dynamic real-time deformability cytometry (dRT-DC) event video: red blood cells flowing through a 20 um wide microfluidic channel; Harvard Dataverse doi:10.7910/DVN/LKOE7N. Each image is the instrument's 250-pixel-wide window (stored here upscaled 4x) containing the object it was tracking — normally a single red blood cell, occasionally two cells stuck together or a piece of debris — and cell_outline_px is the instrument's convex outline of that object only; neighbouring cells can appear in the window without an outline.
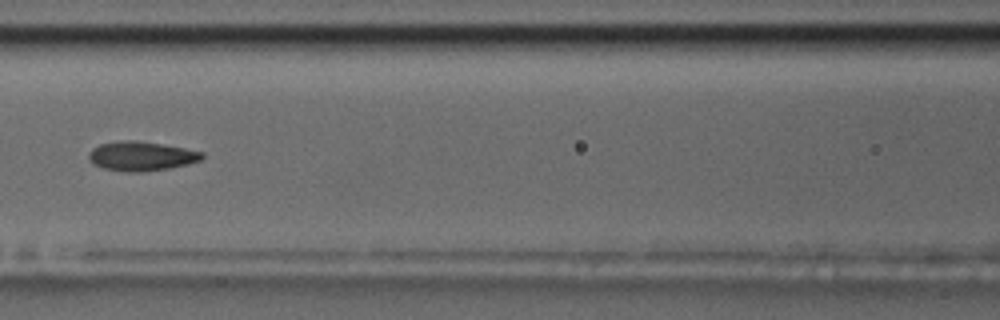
{"species": "common noctule bat (a hibernating species)", "species_latin": "Nyctalus noctula", "temperature_condition": "room temperature", "stored_images_in_passage": 6, "camera_frame_rate_fps": 3000, "um_per_image_px": 0.085, "animal": {"sex": "male", "body_mass_g": 17.5, "forearm_length_mm": 52.3}, "frame": {"image": 1, "passage_image": 6, "time_ms": 6.667, "image_size_px": [1000, 320], "cell_outline_px": [[204, 156], [200, 160], [188, 164], [168, 168], [140, 172], [124, 172], [104, 168], [92, 164], [88, 156], [92, 148], [100, 144], [120, 140], [132, 140], [160, 144], [184, 148], [204, 152]], "centroid_in_image_um": [11.99, 13.27], "position_along_channel_um": 154.6, "area_um2": 19.25}}